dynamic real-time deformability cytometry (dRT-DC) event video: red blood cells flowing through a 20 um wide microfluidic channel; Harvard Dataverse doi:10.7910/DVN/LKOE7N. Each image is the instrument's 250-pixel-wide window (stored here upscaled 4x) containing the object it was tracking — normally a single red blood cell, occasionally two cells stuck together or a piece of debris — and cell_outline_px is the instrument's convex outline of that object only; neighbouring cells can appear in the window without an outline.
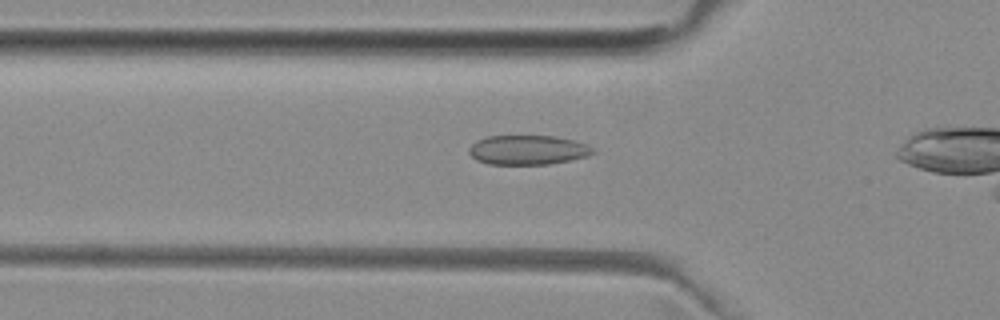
{"species": "common noctule bat (a hibernating species)", "species_latin": "Nyctalus noctula", "temperature_condition": "room temperature", "stored_images_in_passage": 28, "camera_frame_rate_fps": 3000, "um_per_image_px": 0.085, "animal": {"sex": "female", "body_mass_g": 29.2, "forearm_length_mm": 56.3}, "frame": {"image": 1, "passage_image": 4, "time_ms": 1.0, "image_size_px": [1000, 320], "cell_outline_px": [[596, 152], [588, 156], [572, 160], [548, 164], [488, 164], [476, 160], [468, 152], [468, 148], [476, 140], [488, 136], [556, 136], [576, 140], [588, 144]], "centroid_in_image_um": [44.88, 12.74], "position_along_channel_um": 80.9, "area_um2": 21.5}}
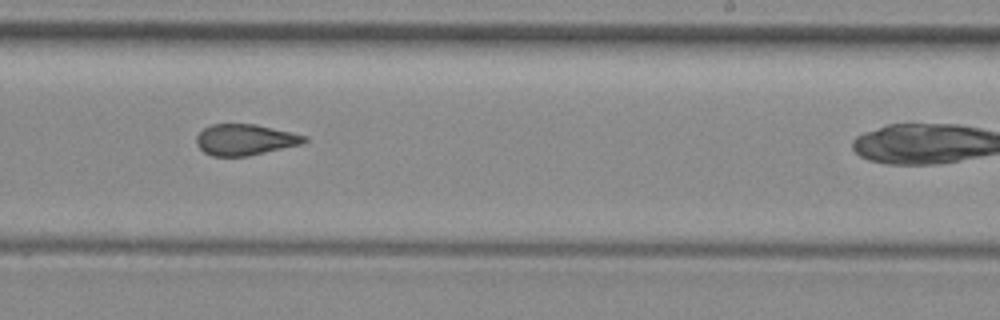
{"frame": {"image": 2, "passage_image": 18, "time_ms": 5.667, "image_size_px": [1000, 320], "cell_outline_px": [[308, 140], [300, 144], [248, 156], [212, 156], [204, 152], [196, 144], [196, 136], [204, 128], [212, 124], [256, 124], [308, 136]], "centroid_in_image_um": [20.81, 11.87], "position_along_channel_um": 268.2, "area_um2": 19.42}}
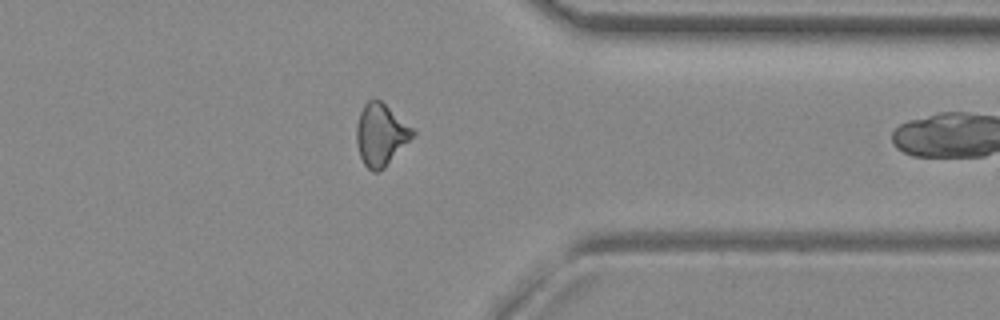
{"frame": {"image": 3, "passage_image": 27, "time_ms": 8.667, "image_size_px": [1000, 320], "cell_outline_px": [[416, 132], [384, 168], [376, 172], [372, 172], [364, 164], [360, 156], [356, 140], [356, 124], [360, 112], [364, 104], [368, 100], [376, 96], [412, 128]], "centroid_in_image_um": [32.32, 11.42], "position_along_channel_um": 379.1, "area_um2": 20.06}}